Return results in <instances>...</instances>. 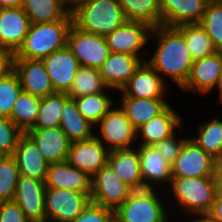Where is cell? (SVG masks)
<instances>
[{
  "instance_id": "obj_1",
  "label": "cell",
  "mask_w": 222,
  "mask_h": 222,
  "mask_svg": "<svg viewBox=\"0 0 222 222\" xmlns=\"http://www.w3.org/2000/svg\"><path fill=\"white\" fill-rule=\"evenodd\" d=\"M152 38H155L156 48L149 58L147 56L146 62L167 84L171 80L180 90L185 85L194 62L183 34L176 27L160 25L152 28L150 40L153 41Z\"/></svg>"
},
{
  "instance_id": "obj_2",
  "label": "cell",
  "mask_w": 222,
  "mask_h": 222,
  "mask_svg": "<svg viewBox=\"0 0 222 222\" xmlns=\"http://www.w3.org/2000/svg\"><path fill=\"white\" fill-rule=\"evenodd\" d=\"M165 192L171 203L176 202L175 208L183 212L184 216L206 215L210 210L216 196V187L214 177H182L173 178ZM169 191V192H168ZM171 196V197H170ZM172 199V201H171ZM182 211V212H181Z\"/></svg>"
},
{
  "instance_id": "obj_3",
  "label": "cell",
  "mask_w": 222,
  "mask_h": 222,
  "mask_svg": "<svg viewBox=\"0 0 222 222\" xmlns=\"http://www.w3.org/2000/svg\"><path fill=\"white\" fill-rule=\"evenodd\" d=\"M73 25L70 12L64 19L52 23H31L22 45L14 53L15 58L38 59L67 47V37Z\"/></svg>"
},
{
  "instance_id": "obj_4",
  "label": "cell",
  "mask_w": 222,
  "mask_h": 222,
  "mask_svg": "<svg viewBox=\"0 0 222 222\" xmlns=\"http://www.w3.org/2000/svg\"><path fill=\"white\" fill-rule=\"evenodd\" d=\"M71 13L77 28L104 37L127 21L118 0H86Z\"/></svg>"
},
{
  "instance_id": "obj_5",
  "label": "cell",
  "mask_w": 222,
  "mask_h": 222,
  "mask_svg": "<svg viewBox=\"0 0 222 222\" xmlns=\"http://www.w3.org/2000/svg\"><path fill=\"white\" fill-rule=\"evenodd\" d=\"M159 193V189L134 190L114 213L123 222H170L171 210L163 202L167 197L162 199Z\"/></svg>"
},
{
  "instance_id": "obj_6",
  "label": "cell",
  "mask_w": 222,
  "mask_h": 222,
  "mask_svg": "<svg viewBox=\"0 0 222 222\" xmlns=\"http://www.w3.org/2000/svg\"><path fill=\"white\" fill-rule=\"evenodd\" d=\"M115 105L116 107L113 106L95 126L94 135L109 151L135 147L137 145L136 129L121 107Z\"/></svg>"
},
{
  "instance_id": "obj_7",
  "label": "cell",
  "mask_w": 222,
  "mask_h": 222,
  "mask_svg": "<svg viewBox=\"0 0 222 222\" xmlns=\"http://www.w3.org/2000/svg\"><path fill=\"white\" fill-rule=\"evenodd\" d=\"M152 28L141 21H126L112 33L106 35L105 40L110 52L140 57L146 61L144 55H148L149 52L144 48L148 47V44L150 46Z\"/></svg>"
},
{
  "instance_id": "obj_8",
  "label": "cell",
  "mask_w": 222,
  "mask_h": 222,
  "mask_svg": "<svg viewBox=\"0 0 222 222\" xmlns=\"http://www.w3.org/2000/svg\"><path fill=\"white\" fill-rule=\"evenodd\" d=\"M67 47L80 66L99 69L110 54L105 37L80 30L74 24L67 37Z\"/></svg>"
},
{
  "instance_id": "obj_9",
  "label": "cell",
  "mask_w": 222,
  "mask_h": 222,
  "mask_svg": "<svg viewBox=\"0 0 222 222\" xmlns=\"http://www.w3.org/2000/svg\"><path fill=\"white\" fill-rule=\"evenodd\" d=\"M91 202V195L66 189H45L46 222H72Z\"/></svg>"
},
{
  "instance_id": "obj_10",
  "label": "cell",
  "mask_w": 222,
  "mask_h": 222,
  "mask_svg": "<svg viewBox=\"0 0 222 222\" xmlns=\"http://www.w3.org/2000/svg\"><path fill=\"white\" fill-rule=\"evenodd\" d=\"M133 191L108 164L92 177L91 201L114 211Z\"/></svg>"
},
{
  "instance_id": "obj_11",
  "label": "cell",
  "mask_w": 222,
  "mask_h": 222,
  "mask_svg": "<svg viewBox=\"0 0 222 222\" xmlns=\"http://www.w3.org/2000/svg\"><path fill=\"white\" fill-rule=\"evenodd\" d=\"M215 161L189 137L172 164V178L213 177Z\"/></svg>"
},
{
  "instance_id": "obj_12",
  "label": "cell",
  "mask_w": 222,
  "mask_h": 222,
  "mask_svg": "<svg viewBox=\"0 0 222 222\" xmlns=\"http://www.w3.org/2000/svg\"><path fill=\"white\" fill-rule=\"evenodd\" d=\"M136 148L140 158L143 189L159 188L160 190L162 189L160 192H163L161 194L164 195L165 188H168L173 179L172 165L154 148L153 145L137 144Z\"/></svg>"
},
{
  "instance_id": "obj_13",
  "label": "cell",
  "mask_w": 222,
  "mask_h": 222,
  "mask_svg": "<svg viewBox=\"0 0 222 222\" xmlns=\"http://www.w3.org/2000/svg\"><path fill=\"white\" fill-rule=\"evenodd\" d=\"M222 66V52L195 60L185 85L180 89L182 93H194L201 97L208 96L217 85Z\"/></svg>"
},
{
  "instance_id": "obj_14",
  "label": "cell",
  "mask_w": 222,
  "mask_h": 222,
  "mask_svg": "<svg viewBox=\"0 0 222 222\" xmlns=\"http://www.w3.org/2000/svg\"><path fill=\"white\" fill-rule=\"evenodd\" d=\"M45 182L20 175L12 201L30 222H46Z\"/></svg>"
},
{
  "instance_id": "obj_15",
  "label": "cell",
  "mask_w": 222,
  "mask_h": 222,
  "mask_svg": "<svg viewBox=\"0 0 222 222\" xmlns=\"http://www.w3.org/2000/svg\"><path fill=\"white\" fill-rule=\"evenodd\" d=\"M168 85L146 61L135 70L134 75L119 91V97L167 98ZM167 92V93H166Z\"/></svg>"
},
{
  "instance_id": "obj_16",
  "label": "cell",
  "mask_w": 222,
  "mask_h": 222,
  "mask_svg": "<svg viewBox=\"0 0 222 222\" xmlns=\"http://www.w3.org/2000/svg\"><path fill=\"white\" fill-rule=\"evenodd\" d=\"M109 150L95 136L84 141L71 142L67 161L91 178L106 164Z\"/></svg>"
},
{
  "instance_id": "obj_17",
  "label": "cell",
  "mask_w": 222,
  "mask_h": 222,
  "mask_svg": "<svg viewBox=\"0 0 222 222\" xmlns=\"http://www.w3.org/2000/svg\"><path fill=\"white\" fill-rule=\"evenodd\" d=\"M14 72L19 78L23 91L40 98L55 93L42 60L15 58Z\"/></svg>"
},
{
  "instance_id": "obj_18",
  "label": "cell",
  "mask_w": 222,
  "mask_h": 222,
  "mask_svg": "<svg viewBox=\"0 0 222 222\" xmlns=\"http://www.w3.org/2000/svg\"><path fill=\"white\" fill-rule=\"evenodd\" d=\"M184 125L183 116L170 104L162 113L152 117L136 130L137 144L154 145L172 136L177 130L183 134L181 129Z\"/></svg>"
},
{
  "instance_id": "obj_19",
  "label": "cell",
  "mask_w": 222,
  "mask_h": 222,
  "mask_svg": "<svg viewBox=\"0 0 222 222\" xmlns=\"http://www.w3.org/2000/svg\"><path fill=\"white\" fill-rule=\"evenodd\" d=\"M55 92L68 93L80 67L72 52L65 47L42 59Z\"/></svg>"
},
{
  "instance_id": "obj_20",
  "label": "cell",
  "mask_w": 222,
  "mask_h": 222,
  "mask_svg": "<svg viewBox=\"0 0 222 222\" xmlns=\"http://www.w3.org/2000/svg\"><path fill=\"white\" fill-rule=\"evenodd\" d=\"M31 21L22 7L0 8V48L15 53L29 32Z\"/></svg>"
},
{
  "instance_id": "obj_21",
  "label": "cell",
  "mask_w": 222,
  "mask_h": 222,
  "mask_svg": "<svg viewBox=\"0 0 222 222\" xmlns=\"http://www.w3.org/2000/svg\"><path fill=\"white\" fill-rule=\"evenodd\" d=\"M46 188L66 189L86 195L92 194V178L85 172L75 168L67 160L49 164Z\"/></svg>"
},
{
  "instance_id": "obj_22",
  "label": "cell",
  "mask_w": 222,
  "mask_h": 222,
  "mask_svg": "<svg viewBox=\"0 0 222 222\" xmlns=\"http://www.w3.org/2000/svg\"><path fill=\"white\" fill-rule=\"evenodd\" d=\"M25 133L35 142L49 164L67 160L71 141L60 126L31 128Z\"/></svg>"
},
{
  "instance_id": "obj_23",
  "label": "cell",
  "mask_w": 222,
  "mask_h": 222,
  "mask_svg": "<svg viewBox=\"0 0 222 222\" xmlns=\"http://www.w3.org/2000/svg\"><path fill=\"white\" fill-rule=\"evenodd\" d=\"M210 0H160L161 25L199 24Z\"/></svg>"
},
{
  "instance_id": "obj_24",
  "label": "cell",
  "mask_w": 222,
  "mask_h": 222,
  "mask_svg": "<svg viewBox=\"0 0 222 222\" xmlns=\"http://www.w3.org/2000/svg\"><path fill=\"white\" fill-rule=\"evenodd\" d=\"M12 156L15 158L20 175L45 182L49 163L26 133L19 139Z\"/></svg>"
},
{
  "instance_id": "obj_25",
  "label": "cell",
  "mask_w": 222,
  "mask_h": 222,
  "mask_svg": "<svg viewBox=\"0 0 222 222\" xmlns=\"http://www.w3.org/2000/svg\"><path fill=\"white\" fill-rule=\"evenodd\" d=\"M142 62L140 57L110 52L99 72L108 88L120 91Z\"/></svg>"
},
{
  "instance_id": "obj_26",
  "label": "cell",
  "mask_w": 222,
  "mask_h": 222,
  "mask_svg": "<svg viewBox=\"0 0 222 222\" xmlns=\"http://www.w3.org/2000/svg\"><path fill=\"white\" fill-rule=\"evenodd\" d=\"M107 164L133 190L143 189L140 158L136 146L109 151Z\"/></svg>"
},
{
  "instance_id": "obj_27",
  "label": "cell",
  "mask_w": 222,
  "mask_h": 222,
  "mask_svg": "<svg viewBox=\"0 0 222 222\" xmlns=\"http://www.w3.org/2000/svg\"><path fill=\"white\" fill-rule=\"evenodd\" d=\"M168 101V98L146 99L134 97H120L119 101L117 100L136 130L152 117L162 113L171 104Z\"/></svg>"
},
{
  "instance_id": "obj_28",
  "label": "cell",
  "mask_w": 222,
  "mask_h": 222,
  "mask_svg": "<svg viewBox=\"0 0 222 222\" xmlns=\"http://www.w3.org/2000/svg\"><path fill=\"white\" fill-rule=\"evenodd\" d=\"M60 127L71 142L84 141L95 133V127L79 112L76 102L72 98L64 103Z\"/></svg>"
},
{
  "instance_id": "obj_29",
  "label": "cell",
  "mask_w": 222,
  "mask_h": 222,
  "mask_svg": "<svg viewBox=\"0 0 222 222\" xmlns=\"http://www.w3.org/2000/svg\"><path fill=\"white\" fill-rule=\"evenodd\" d=\"M21 7L33 24L56 22L70 13L61 0H22Z\"/></svg>"
},
{
  "instance_id": "obj_30",
  "label": "cell",
  "mask_w": 222,
  "mask_h": 222,
  "mask_svg": "<svg viewBox=\"0 0 222 222\" xmlns=\"http://www.w3.org/2000/svg\"><path fill=\"white\" fill-rule=\"evenodd\" d=\"M197 134L190 138L215 160L222 156V119L214 117L198 123Z\"/></svg>"
},
{
  "instance_id": "obj_31",
  "label": "cell",
  "mask_w": 222,
  "mask_h": 222,
  "mask_svg": "<svg viewBox=\"0 0 222 222\" xmlns=\"http://www.w3.org/2000/svg\"><path fill=\"white\" fill-rule=\"evenodd\" d=\"M127 21H141L151 27L161 25L160 0H118Z\"/></svg>"
},
{
  "instance_id": "obj_32",
  "label": "cell",
  "mask_w": 222,
  "mask_h": 222,
  "mask_svg": "<svg viewBox=\"0 0 222 222\" xmlns=\"http://www.w3.org/2000/svg\"><path fill=\"white\" fill-rule=\"evenodd\" d=\"M108 92H98L84 95L74 99L79 112L94 127L116 104V100Z\"/></svg>"
},
{
  "instance_id": "obj_33",
  "label": "cell",
  "mask_w": 222,
  "mask_h": 222,
  "mask_svg": "<svg viewBox=\"0 0 222 222\" xmlns=\"http://www.w3.org/2000/svg\"><path fill=\"white\" fill-rule=\"evenodd\" d=\"M109 90L116 93L114 89L108 88L104 83L99 69L80 66L67 94L70 98H76L98 92H108Z\"/></svg>"
},
{
  "instance_id": "obj_34",
  "label": "cell",
  "mask_w": 222,
  "mask_h": 222,
  "mask_svg": "<svg viewBox=\"0 0 222 222\" xmlns=\"http://www.w3.org/2000/svg\"><path fill=\"white\" fill-rule=\"evenodd\" d=\"M176 28L183 34L194 61L217 52L211 38L200 24H184Z\"/></svg>"
},
{
  "instance_id": "obj_35",
  "label": "cell",
  "mask_w": 222,
  "mask_h": 222,
  "mask_svg": "<svg viewBox=\"0 0 222 222\" xmlns=\"http://www.w3.org/2000/svg\"><path fill=\"white\" fill-rule=\"evenodd\" d=\"M41 98L21 91L15 101L10 119L25 133L35 125Z\"/></svg>"
},
{
  "instance_id": "obj_36",
  "label": "cell",
  "mask_w": 222,
  "mask_h": 222,
  "mask_svg": "<svg viewBox=\"0 0 222 222\" xmlns=\"http://www.w3.org/2000/svg\"><path fill=\"white\" fill-rule=\"evenodd\" d=\"M69 98L67 93L59 92L41 98L39 112L32 128L59 127L64 103Z\"/></svg>"
},
{
  "instance_id": "obj_37",
  "label": "cell",
  "mask_w": 222,
  "mask_h": 222,
  "mask_svg": "<svg viewBox=\"0 0 222 222\" xmlns=\"http://www.w3.org/2000/svg\"><path fill=\"white\" fill-rule=\"evenodd\" d=\"M199 24L211 38L215 49L222 52V4L210 0Z\"/></svg>"
},
{
  "instance_id": "obj_38",
  "label": "cell",
  "mask_w": 222,
  "mask_h": 222,
  "mask_svg": "<svg viewBox=\"0 0 222 222\" xmlns=\"http://www.w3.org/2000/svg\"><path fill=\"white\" fill-rule=\"evenodd\" d=\"M19 176L15 158L3 156L0 159V202L12 201Z\"/></svg>"
},
{
  "instance_id": "obj_39",
  "label": "cell",
  "mask_w": 222,
  "mask_h": 222,
  "mask_svg": "<svg viewBox=\"0 0 222 222\" xmlns=\"http://www.w3.org/2000/svg\"><path fill=\"white\" fill-rule=\"evenodd\" d=\"M22 91L19 78L13 71L0 79V117L10 118L15 101Z\"/></svg>"
},
{
  "instance_id": "obj_40",
  "label": "cell",
  "mask_w": 222,
  "mask_h": 222,
  "mask_svg": "<svg viewBox=\"0 0 222 222\" xmlns=\"http://www.w3.org/2000/svg\"><path fill=\"white\" fill-rule=\"evenodd\" d=\"M23 134L10 118L0 117V155L12 156Z\"/></svg>"
},
{
  "instance_id": "obj_41",
  "label": "cell",
  "mask_w": 222,
  "mask_h": 222,
  "mask_svg": "<svg viewBox=\"0 0 222 222\" xmlns=\"http://www.w3.org/2000/svg\"><path fill=\"white\" fill-rule=\"evenodd\" d=\"M177 134V131L170 137L162 139L160 142L155 143L154 148L160 152V154L172 165L179 155L180 150L183 147L185 141L190 137L187 134L186 136H180ZM179 136V137H177Z\"/></svg>"
},
{
  "instance_id": "obj_42",
  "label": "cell",
  "mask_w": 222,
  "mask_h": 222,
  "mask_svg": "<svg viewBox=\"0 0 222 222\" xmlns=\"http://www.w3.org/2000/svg\"><path fill=\"white\" fill-rule=\"evenodd\" d=\"M114 214V210L91 201L72 222H109Z\"/></svg>"
},
{
  "instance_id": "obj_43",
  "label": "cell",
  "mask_w": 222,
  "mask_h": 222,
  "mask_svg": "<svg viewBox=\"0 0 222 222\" xmlns=\"http://www.w3.org/2000/svg\"><path fill=\"white\" fill-rule=\"evenodd\" d=\"M0 222H30L14 201L0 202Z\"/></svg>"
},
{
  "instance_id": "obj_44",
  "label": "cell",
  "mask_w": 222,
  "mask_h": 222,
  "mask_svg": "<svg viewBox=\"0 0 222 222\" xmlns=\"http://www.w3.org/2000/svg\"><path fill=\"white\" fill-rule=\"evenodd\" d=\"M15 55L12 51L0 48V79L14 71Z\"/></svg>"
},
{
  "instance_id": "obj_45",
  "label": "cell",
  "mask_w": 222,
  "mask_h": 222,
  "mask_svg": "<svg viewBox=\"0 0 222 222\" xmlns=\"http://www.w3.org/2000/svg\"><path fill=\"white\" fill-rule=\"evenodd\" d=\"M206 216L214 222H222V194H216L214 202Z\"/></svg>"
},
{
  "instance_id": "obj_46",
  "label": "cell",
  "mask_w": 222,
  "mask_h": 222,
  "mask_svg": "<svg viewBox=\"0 0 222 222\" xmlns=\"http://www.w3.org/2000/svg\"><path fill=\"white\" fill-rule=\"evenodd\" d=\"M213 177L215 180L216 194H222V161H215Z\"/></svg>"
},
{
  "instance_id": "obj_47",
  "label": "cell",
  "mask_w": 222,
  "mask_h": 222,
  "mask_svg": "<svg viewBox=\"0 0 222 222\" xmlns=\"http://www.w3.org/2000/svg\"><path fill=\"white\" fill-rule=\"evenodd\" d=\"M22 0H0V8H19Z\"/></svg>"
},
{
  "instance_id": "obj_48",
  "label": "cell",
  "mask_w": 222,
  "mask_h": 222,
  "mask_svg": "<svg viewBox=\"0 0 222 222\" xmlns=\"http://www.w3.org/2000/svg\"><path fill=\"white\" fill-rule=\"evenodd\" d=\"M86 0H61V2L72 12L79 4Z\"/></svg>"
},
{
  "instance_id": "obj_49",
  "label": "cell",
  "mask_w": 222,
  "mask_h": 222,
  "mask_svg": "<svg viewBox=\"0 0 222 222\" xmlns=\"http://www.w3.org/2000/svg\"><path fill=\"white\" fill-rule=\"evenodd\" d=\"M215 89H217L216 94L219 93L218 94L219 104H222V66H221V71H220V75H219L217 85H216V87L214 88L213 91H215Z\"/></svg>"
},
{
  "instance_id": "obj_50",
  "label": "cell",
  "mask_w": 222,
  "mask_h": 222,
  "mask_svg": "<svg viewBox=\"0 0 222 222\" xmlns=\"http://www.w3.org/2000/svg\"><path fill=\"white\" fill-rule=\"evenodd\" d=\"M193 218H187L189 222H214L210 220L206 215H201V216H192Z\"/></svg>"
},
{
  "instance_id": "obj_51",
  "label": "cell",
  "mask_w": 222,
  "mask_h": 222,
  "mask_svg": "<svg viewBox=\"0 0 222 222\" xmlns=\"http://www.w3.org/2000/svg\"><path fill=\"white\" fill-rule=\"evenodd\" d=\"M109 222H123L115 214L110 218Z\"/></svg>"
},
{
  "instance_id": "obj_52",
  "label": "cell",
  "mask_w": 222,
  "mask_h": 222,
  "mask_svg": "<svg viewBox=\"0 0 222 222\" xmlns=\"http://www.w3.org/2000/svg\"><path fill=\"white\" fill-rule=\"evenodd\" d=\"M213 1L222 4V0H213Z\"/></svg>"
}]
</instances>
